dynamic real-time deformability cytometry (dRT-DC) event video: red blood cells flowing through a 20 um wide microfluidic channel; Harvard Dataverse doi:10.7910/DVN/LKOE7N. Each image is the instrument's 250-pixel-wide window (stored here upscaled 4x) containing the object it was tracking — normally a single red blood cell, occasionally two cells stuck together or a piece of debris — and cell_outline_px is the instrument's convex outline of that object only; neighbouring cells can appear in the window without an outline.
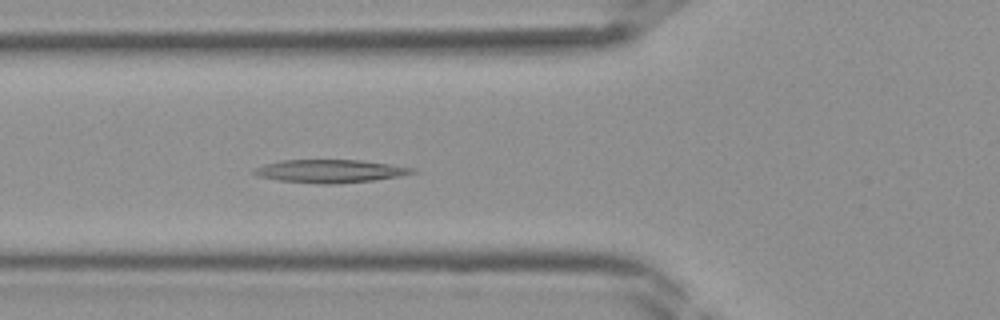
{"species": "Egyptian fruit bat (a non-hibernating species)", "species_latin": "Rousettus aegyptiacus", "temperature_condition": "room temperature", "stored_images_in_passage": 41, "camera_frame_rate_fps": 3000, "um_per_image_px": 0.085, "frame": {"image": 1, "passage_image": 15, "time_ms": 4.667, "image_size_px": [1000, 320], "cell_outline_px": [[416, 172], [376, 180], [336, 184], [324, 184], [276, 180], [260, 176], [252, 172], [256, 168], [264, 164], [280, 160], [360, 160], [392, 164], [412, 168]], "centroid_in_image_um": [28.04, 14.54], "position_along_channel_um": 97.8, "area_um2": 21.1}}
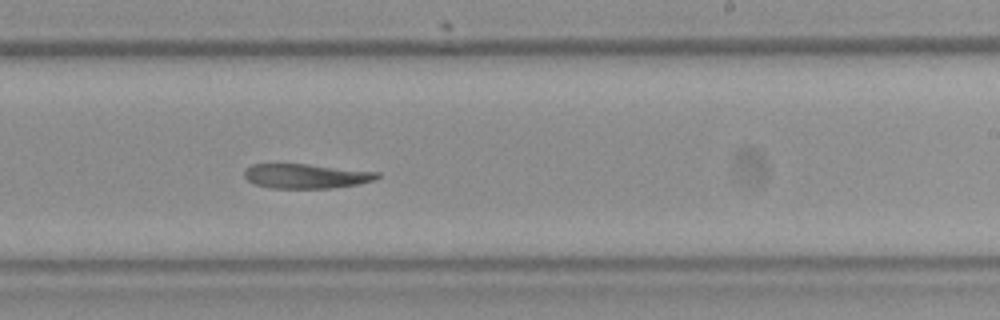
{"frame": {"image": 2, "passage_image": 25, "time_ms": 8.0, "image_size_px": [1000, 320], "cell_outline_px": [[380, 176], [376, 180], [360, 184], [332, 188], [272, 188], [256, 184], [248, 180], [244, 176], [244, 172], [252, 164], [308, 164], [380, 172]], "centroid_in_image_um": [26.08, 14.97], "position_along_channel_um": 262.9, "area_um2": 19.02}}
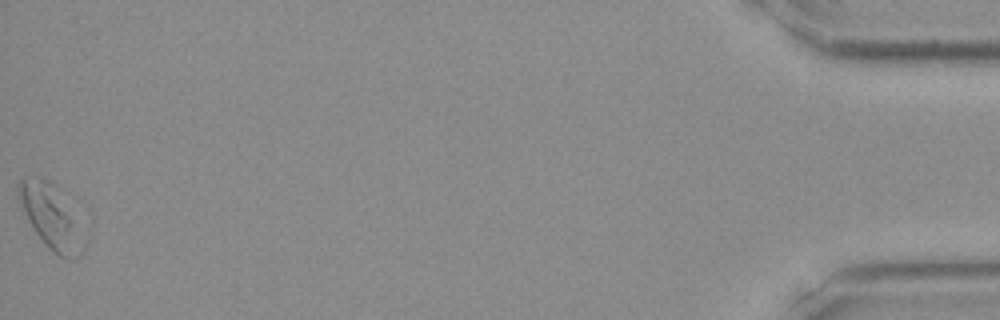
{"frame": {"image": 3, "passage_image": 41, "time_ms": 13.333, "image_size_px": [1000, 320], "cell_outline_px": [[92, 232], [84, 252], [80, 256], [72, 260], [68, 260], [60, 256], [48, 248], [44, 244], [32, 228], [16, 196], [16, 184], [24, 176], [36, 176], [48, 180], [92, 216]], "centroid_in_image_um": [4.65, 18.44], "position_along_channel_um": 430.5, "area_um2": 28.55}}